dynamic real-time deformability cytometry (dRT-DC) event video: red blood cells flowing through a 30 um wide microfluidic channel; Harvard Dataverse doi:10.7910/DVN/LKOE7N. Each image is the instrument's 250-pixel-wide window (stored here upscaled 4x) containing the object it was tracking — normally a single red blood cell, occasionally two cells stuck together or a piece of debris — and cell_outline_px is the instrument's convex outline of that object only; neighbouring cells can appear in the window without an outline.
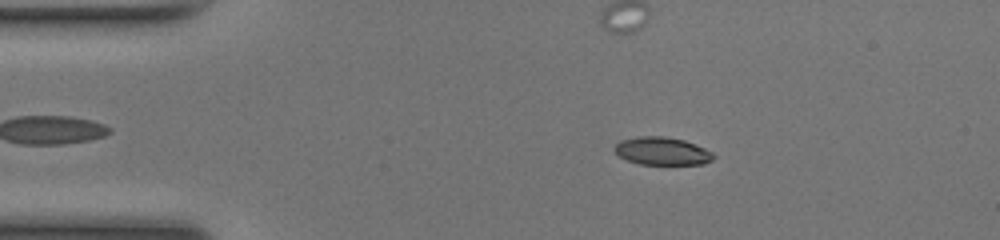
{"species": "common noctule bat (a hibernating species)", "species_latin": "Nyctalus noctula", "temperature_condition": "room temperature", "stored_images_in_passage": 51, "camera_frame_rate_fps": 3000, "um_per_image_px": 0.085, "animal": {"sex": "female", "body_mass_g": 17.0, "forearm_length_mm": 48.0}, "frame": {"image": 1, "passage_image": 9, "time_ms": 2.667, "image_size_px": [1000, 240], "cell_outline_px": [[716, 156], [712, 160], [704, 164], [640, 164], [628, 160], [620, 156], [612, 148], [620, 140], [640, 136], [664, 136], [684, 140], [704, 148], [712, 152]], "centroid_in_image_um": [56.28, 12.84], "position_along_channel_um": 28.7, "area_um2": 16.01}}
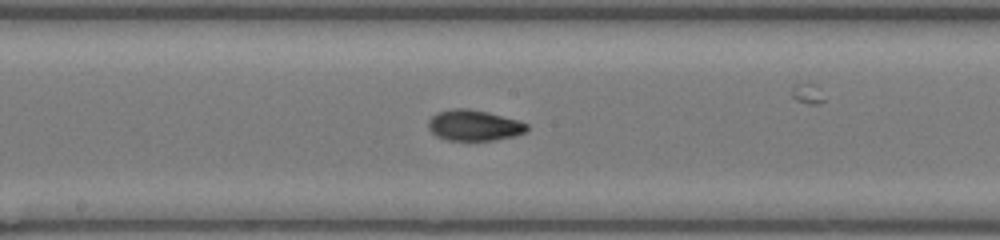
{"frame": {"image": 2, "passage_image": 26, "time_ms": 8.333, "image_size_px": [1000, 240], "cell_outline_px": [[528, 128], [524, 132], [516, 136], [496, 140], [448, 140], [436, 136], [428, 128], [428, 120], [436, 112], [452, 108], [468, 108], [488, 112], [516, 120], [528, 124]], "centroid_in_image_um": [40.26, 10.65], "position_along_channel_um": 207.9, "area_um2": 17.74}}
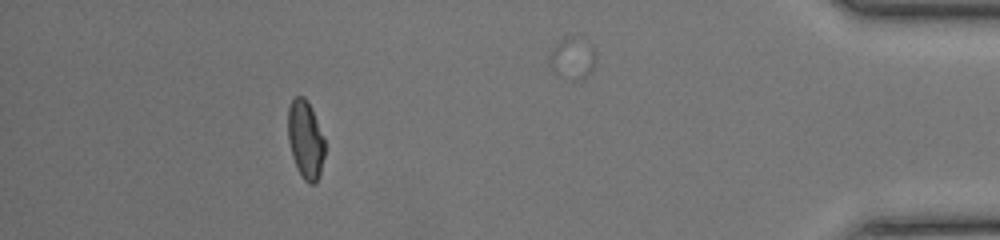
{"frame": {"image": 3, "passage_image": 45, "time_ms": 14.667, "image_size_px": [1000, 240], "cell_outline_px": [[324, 156], [320, 172], [316, 184], [308, 184], [304, 180], [296, 168], [292, 156], [288, 140], [288, 108], [292, 100], [296, 96], [304, 96], [308, 100], [312, 108], [324, 136]], "centroid_in_image_um": [25.96, 11.86], "position_along_channel_um": 409.2, "area_um2": 16.99}, "authors_computed_cell_mechanics": {"area_um2": 16.8776, "velocity_mm_per_s": 4.1589, "shape_relaxation_time_tau1_ms": 5.2757, "shape_relaxation_time_tau2_ms": 1.8956, "deformation_change_tau1": 0.2105, "deformation_change_tau2": 0.0635}}